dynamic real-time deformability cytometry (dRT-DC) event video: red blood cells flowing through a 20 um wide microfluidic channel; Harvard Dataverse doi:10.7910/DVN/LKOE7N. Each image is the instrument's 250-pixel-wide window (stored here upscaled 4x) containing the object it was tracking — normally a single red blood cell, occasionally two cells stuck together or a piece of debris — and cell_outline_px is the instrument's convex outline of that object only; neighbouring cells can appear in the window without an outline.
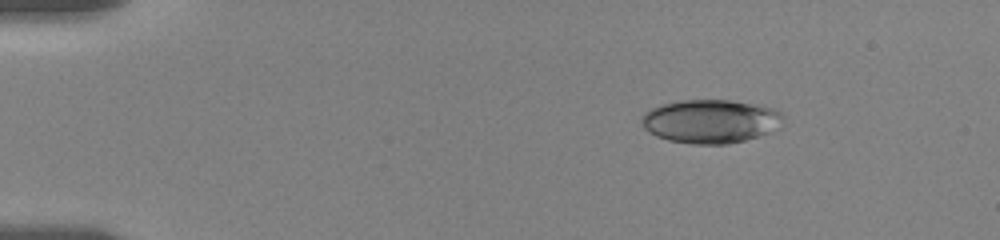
{"species": "human", "species_latin": "Homo sapiens", "temperature_condition": "room temperature", "stored_images_in_passage": 20, "camera_frame_rate_fps": 3000, "um_per_image_px": 0.085, "donor": {"sex": "female"}, "frame": {"image": 1, "passage_image": 1, "time_ms": 0.0, "image_size_px": [1000, 240], "cell_outline_px": [[784, 116], [768, 132], [744, 140], [728, 144], [692, 144], [668, 140], [656, 136], [648, 132], [644, 128], [640, 120], [640, 116], [644, 112], [660, 104], [680, 100], [732, 100], [772, 108], [780, 112]], "centroid_in_image_um": [60.28, 10.3], "position_along_channel_um": 24.7, "area_um2": 35.66}}